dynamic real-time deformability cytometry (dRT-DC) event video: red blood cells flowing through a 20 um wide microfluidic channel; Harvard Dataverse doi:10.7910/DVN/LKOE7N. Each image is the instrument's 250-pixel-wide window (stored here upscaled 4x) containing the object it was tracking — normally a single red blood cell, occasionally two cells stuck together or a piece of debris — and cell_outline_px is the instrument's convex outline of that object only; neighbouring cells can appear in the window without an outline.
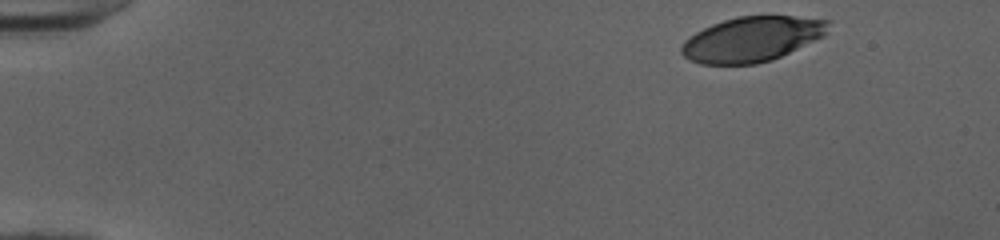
{"species": "human", "species_latin": "Homo sapiens", "temperature_condition": "cold", "stored_images_in_passage": 12, "camera_frame_rate_fps": 3000, "um_per_image_px": 0.085, "donor": {"sex": "female"}, "frame": {"image": 1, "passage_image": 1, "time_ms": 0.0, "image_size_px": [1000, 240], "cell_outline_px": [[832, 20], [828, 32], [824, 36], [772, 60], [756, 64], [700, 64], [688, 60], [680, 52], [680, 48], [684, 40], [696, 32], [712, 24], [736, 16], [792, 16]], "centroid_in_image_um": [63.92, 3.33], "position_along_channel_um": 21.1, "area_um2": 38.67}}